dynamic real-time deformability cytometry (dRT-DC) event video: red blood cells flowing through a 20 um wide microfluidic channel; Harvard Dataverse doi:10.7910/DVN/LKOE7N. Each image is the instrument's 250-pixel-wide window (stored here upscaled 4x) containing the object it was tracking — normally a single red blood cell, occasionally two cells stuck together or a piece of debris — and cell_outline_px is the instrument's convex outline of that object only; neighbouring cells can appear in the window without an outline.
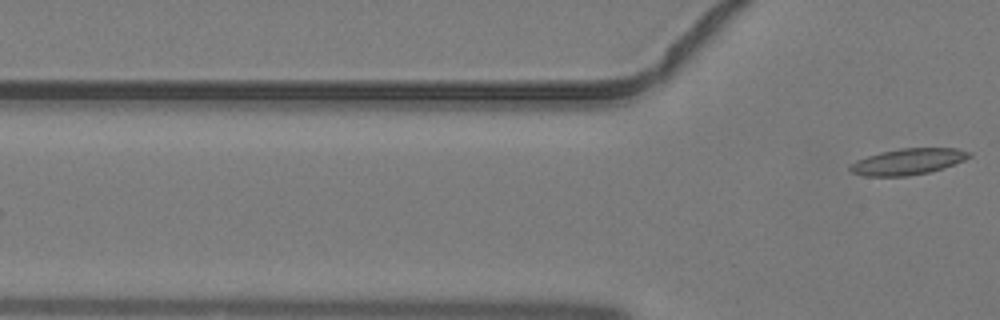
{"species": "common noctule bat (a hibernating species)", "species_latin": "Nyctalus noctula", "temperature_condition": "warm", "stored_images_in_passage": 5, "camera_frame_rate_fps": 3000, "um_per_image_px": 0.085, "animal": {"sex": "male", "body_mass_g": 19.2, "forearm_length_mm": 51.8}, "frame": {"image": 1, "passage_image": 5, "time_ms": 1.333, "image_size_px": [1000, 320], "cell_outline_px": [[972, 156], [964, 160], [944, 168], [928, 172], [908, 176], [864, 176], [852, 172], [848, 168], [856, 160], [880, 152], [900, 148], [956, 148], [972, 152]], "centroid_in_image_um": [77.2, 13.73], "position_along_channel_um": 48.6, "area_um2": 18.15}}